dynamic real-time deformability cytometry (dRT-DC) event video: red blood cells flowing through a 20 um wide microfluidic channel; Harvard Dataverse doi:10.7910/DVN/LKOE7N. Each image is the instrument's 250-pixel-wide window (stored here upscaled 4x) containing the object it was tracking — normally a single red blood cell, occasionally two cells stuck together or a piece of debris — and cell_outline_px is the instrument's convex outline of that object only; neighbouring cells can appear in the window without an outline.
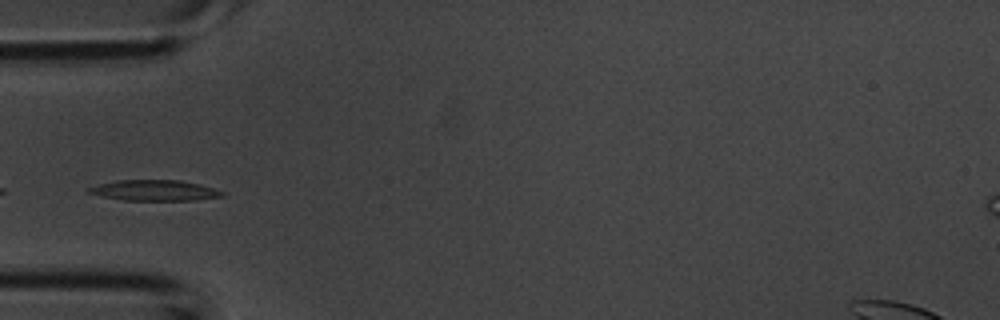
{"species": "common noctule bat (a hibernating species)", "species_latin": "Nyctalus noctula", "temperature_condition": "room temperature", "stored_images_in_passage": 17, "camera_frame_rate_fps": 3000, "um_per_image_px": 0.085, "animal": {"sex": "male", "body_mass_g": 20.1, "forearm_length_mm": 53.5}, "frame": {"image": 1, "passage_image": 1, "time_ms": 0.0, "image_size_px": [1000, 320], "cell_outline_px": [[224, 196], [196, 200], [124, 200], [100, 196], [84, 192], [88, 188], [96, 184], [116, 180], [180, 180], [200, 184], [224, 192]], "centroid_in_image_um": [13.07, 16.18], "position_along_channel_um": 71.9, "area_um2": 16.18}}
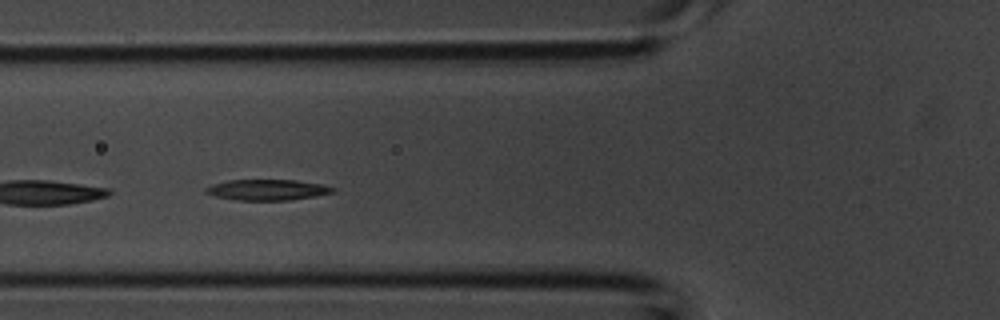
{"frame": {"image": 2, "passage_image": 3, "time_ms": 0.667, "image_size_px": [1000, 320], "cell_outline_px": [[336, 192], [288, 200], [236, 200], [216, 196], [204, 192], [204, 188], [212, 184], [228, 180], [296, 180], [324, 184], [336, 188]], "centroid_in_image_um": [22.73, 16.12], "position_along_channel_um": 103.1, "area_um2": 15.37}}
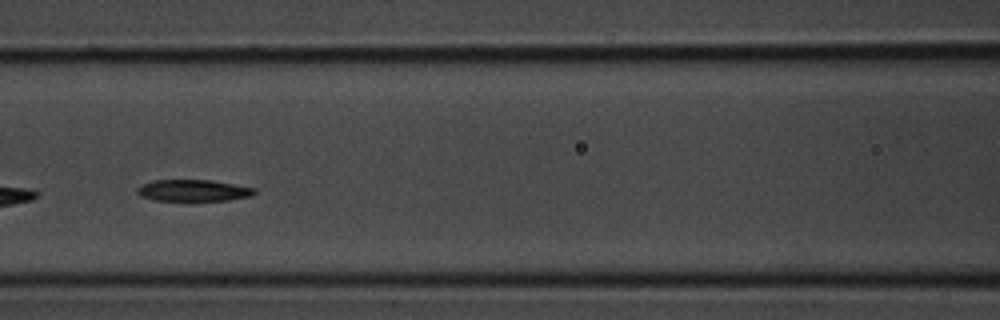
{"frame": {"image": 3, "passage_image": 6, "time_ms": 1.667, "image_size_px": [1000, 320], "cell_outline_px": [[256, 192], [252, 196], [228, 200], [192, 204], [156, 200], [140, 196], [136, 192], [136, 188], [144, 184], [156, 180], [212, 180], [256, 188]], "centroid_in_image_um": [16.45, 16.25], "position_along_channel_um": 150.2, "area_um2": 15.66}}